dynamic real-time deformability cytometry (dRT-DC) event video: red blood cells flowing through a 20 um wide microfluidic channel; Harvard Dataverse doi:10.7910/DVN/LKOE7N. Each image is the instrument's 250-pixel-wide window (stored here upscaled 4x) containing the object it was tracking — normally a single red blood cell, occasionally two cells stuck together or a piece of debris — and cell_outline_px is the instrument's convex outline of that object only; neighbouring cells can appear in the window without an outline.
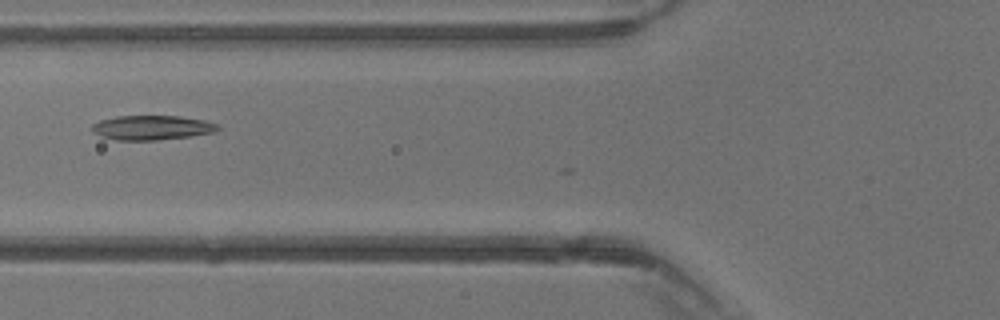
{"species": "common noctule bat (a hibernating species)", "species_latin": "Nyctalus noctula", "temperature_condition": "warm", "stored_images_in_passage": 22, "camera_frame_rate_fps": 3000, "um_per_image_px": 0.085, "animal": {"sex": "male", "body_mass_g": 13.3}, "frame": {"image": 1, "passage_image": 3, "time_ms": 0.667, "image_size_px": [1000, 320], "cell_outline_px": [[220, 128], [212, 132], [192, 136], [160, 140], [116, 140], [100, 136], [92, 132], [92, 124], [100, 120], [116, 116], [180, 116], [204, 120], [220, 124]], "centroid_in_image_um": [12.91, 10.85], "position_along_channel_um": 112.9, "area_um2": 18.09}}
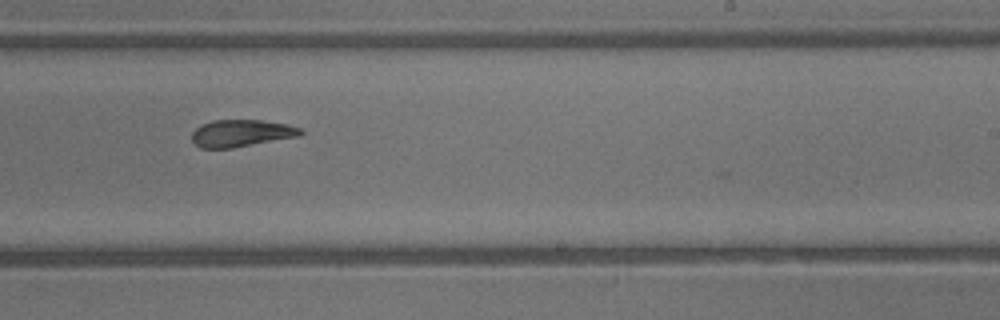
{"frame": {"image": 2, "passage_image": 12, "time_ms": 3.667, "image_size_px": [1000, 320], "cell_outline_px": [[304, 132], [300, 136], [232, 148], [200, 148], [192, 140], [192, 132], [200, 124], [212, 120], [260, 120], [288, 124], [300, 128]], "centroid_in_image_um": [20.51, 11.32], "position_along_channel_um": 268.5, "area_um2": 17.22}}
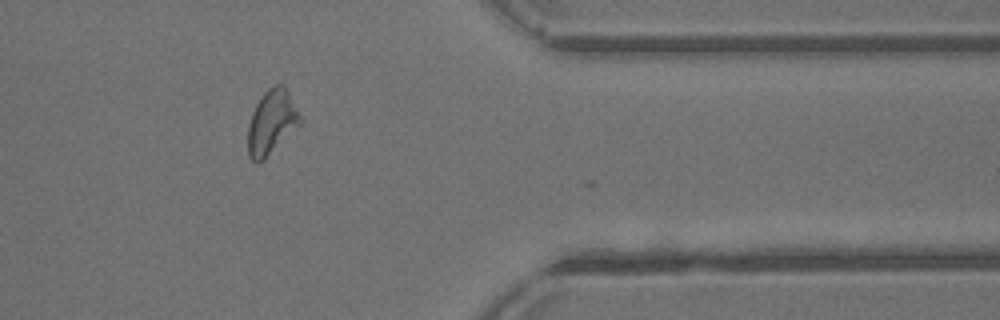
{"frame": {"image": 3, "passage_image": 20, "time_ms": 6.333, "image_size_px": [1000, 320], "cell_outline_px": [[300, 124], [264, 160], [256, 164], [248, 156], [248, 124], [252, 112], [260, 96], [272, 84], [284, 84], [300, 116]], "centroid_in_image_um": [23.05, 10.38], "position_along_channel_um": 388.3, "area_um2": 19.48}}